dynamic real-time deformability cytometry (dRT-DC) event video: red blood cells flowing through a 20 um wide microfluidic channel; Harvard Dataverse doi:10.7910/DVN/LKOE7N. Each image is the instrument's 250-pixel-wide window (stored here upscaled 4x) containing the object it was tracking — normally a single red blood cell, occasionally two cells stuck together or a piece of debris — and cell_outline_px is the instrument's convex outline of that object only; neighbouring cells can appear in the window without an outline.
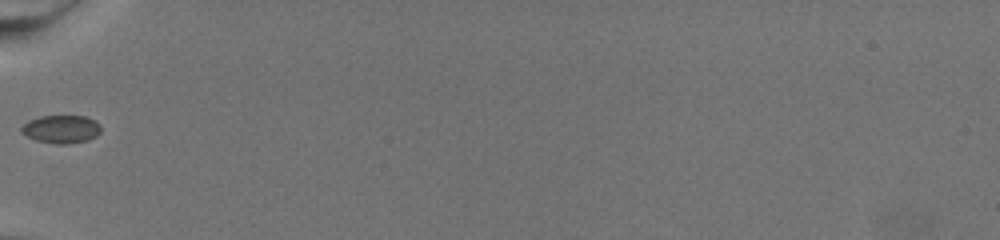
{"species": "common noctule bat (a hibernating species)", "species_latin": "Nyctalus noctula", "temperature_condition": "warm", "stored_images_in_passage": 46, "camera_frame_rate_fps": 3000, "um_per_image_px": 0.085, "animal": {"sex": "female", "body_mass_g": 19.5, "forearm_length_mm": 54.1}, "frame": {"image": 1, "passage_image": 1, "time_ms": 0.0, "image_size_px": [1000, 240], "cell_outline_px": [[100, 132], [96, 136], [88, 140], [68, 144], [56, 144], [36, 140], [20, 132], [20, 128], [28, 120], [40, 116], [84, 116], [100, 124]], "centroid_in_image_um": [5.19, 10.98], "position_along_channel_um": 79.8, "area_um2": 12.95}}
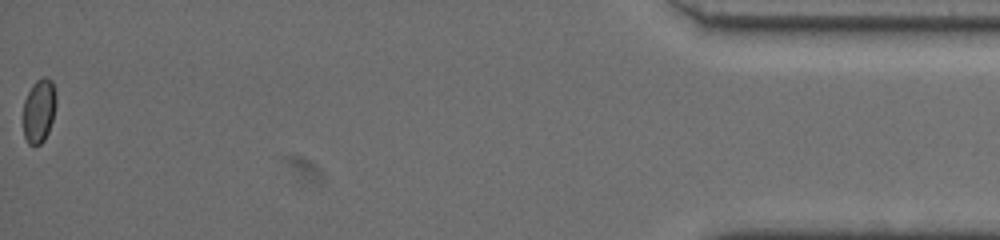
{"frame": {"image": 2, "passage_image": 46, "time_ms": 15.0, "image_size_px": [1000, 240], "cell_outline_px": [[56, 104], [52, 120], [48, 132], [44, 140], [40, 144], [28, 144], [24, 136], [24, 100], [32, 84], [36, 80], [44, 76], [52, 80], [56, 96]], "centroid_in_image_um": [3.32, 9.38], "position_along_channel_um": 431.9, "area_um2": 12.2}}